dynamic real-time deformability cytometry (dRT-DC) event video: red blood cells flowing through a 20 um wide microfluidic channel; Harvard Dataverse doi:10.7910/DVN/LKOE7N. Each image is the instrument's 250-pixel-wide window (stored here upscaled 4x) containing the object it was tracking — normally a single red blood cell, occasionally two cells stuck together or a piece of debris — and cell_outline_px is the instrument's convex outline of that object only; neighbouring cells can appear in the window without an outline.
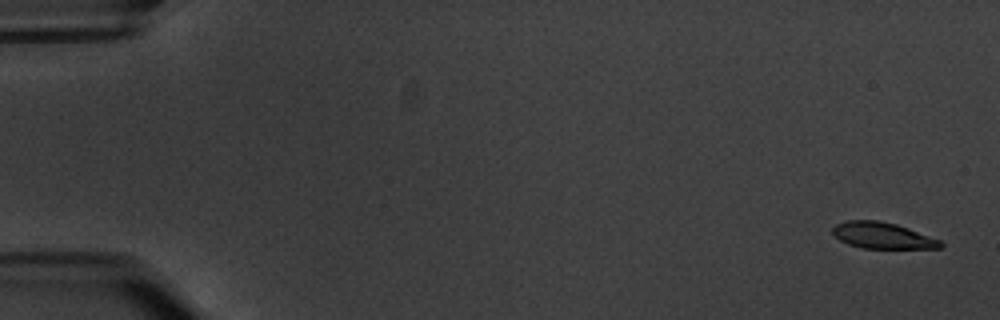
{"species": "common noctule bat (a hibernating species)", "species_latin": "Nyctalus noctula", "temperature_condition": "warm", "stored_images_in_passage": 6, "camera_frame_rate_fps": 3000, "um_per_image_px": 0.085, "animal": {"sex": "male", "body_mass_g": 20.1, "forearm_length_mm": 53.5}, "frame": {"image": 1, "passage_image": 1, "time_ms": 0.0, "image_size_px": [1000, 320], "cell_outline_px": [[944, 244], [940, 248], [864, 248], [848, 244], [840, 240], [832, 232], [832, 228], [836, 224], [844, 220], [880, 220], [896, 224], [908, 228], [940, 240]], "centroid_in_image_um": [74.99, 20.01], "position_along_channel_um": 10.0, "area_um2": 16.42}}